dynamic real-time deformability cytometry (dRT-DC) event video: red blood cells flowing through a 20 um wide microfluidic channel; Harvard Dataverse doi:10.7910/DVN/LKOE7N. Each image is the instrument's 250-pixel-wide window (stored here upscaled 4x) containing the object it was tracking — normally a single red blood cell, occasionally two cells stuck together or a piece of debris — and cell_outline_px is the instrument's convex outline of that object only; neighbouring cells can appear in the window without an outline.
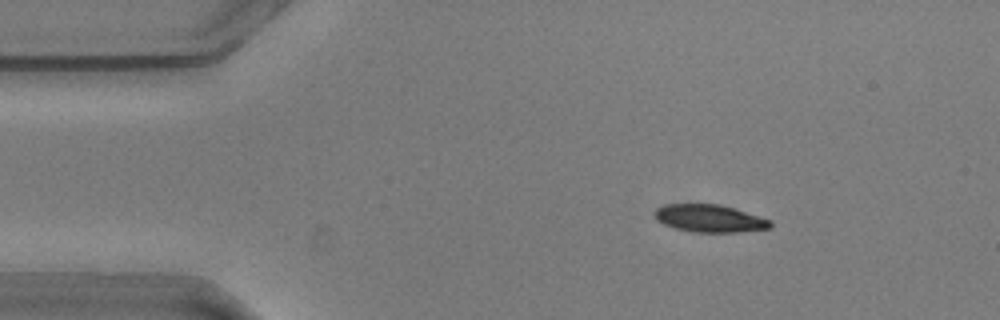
{"species": "common noctule bat (a hibernating species)", "species_latin": "Nyctalus noctula", "temperature_condition": "warm", "stored_images_in_passage": 8, "camera_frame_rate_fps": 3000, "um_per_image_px": 0.085, "animal": {"sex": "male", "body_mass_g": 20.5, "forearm_length_mm": 52.5}, "frame": {"image": 1, "passage_image": 1, "time_ms": 0.0, "image_size_px": [1000, 320], "cell_outline_px": [[772, 228], [736, 232], [692, 232], [676, 228], [664, 224], [656, 220], [652, 212], [656, 208], [664, 204], [720, 204], [772, 220]], "centroid_in_image_um": [60.29, 18.56], "position_along_channel_um": 24.7, "area_um2": 18.67}}